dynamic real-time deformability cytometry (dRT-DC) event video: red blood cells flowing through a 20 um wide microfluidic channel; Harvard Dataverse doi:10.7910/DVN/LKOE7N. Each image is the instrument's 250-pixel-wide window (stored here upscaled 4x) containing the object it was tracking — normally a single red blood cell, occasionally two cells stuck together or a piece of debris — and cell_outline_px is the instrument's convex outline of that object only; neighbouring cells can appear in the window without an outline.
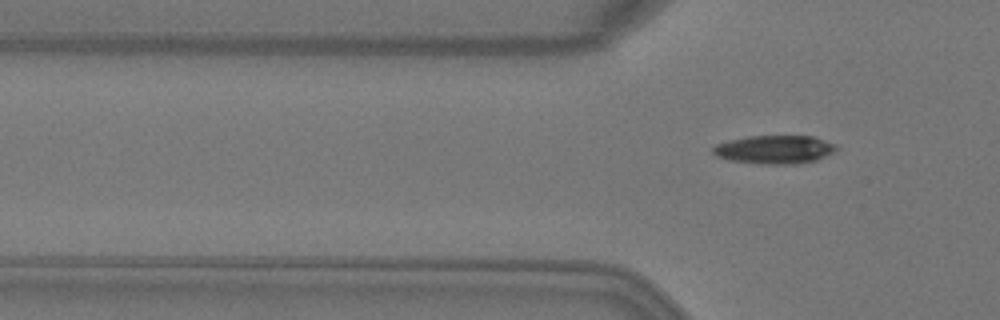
{"species": "Egyptian fruit bat (a non-hibernating species)", "species_latin": "Rousettus aegyptiacus", "temperature_condition": "warm", "stored_images_in_passage": 5, "camera_frame_rate_fps": 3000, "um_per_image_px": 0.085, "animal": {"sex": "female"}, "frame": {"image": 1, "passage_image": 5, "time_ms": 1.333, "image_size_px": [1000, 320], "cell_outline_px": [[840, 148], [836, 152], [816, 160], [796, 164], [768, 164], [728, 160], [716, 156], [712, 152], [712, 148], [716, 144], [728, 140], [748, 136], [812, 136], [836, 144]], "centroid_in_image_um": [65.86, 12.71], "position_along_channel_um": 59.9, "area_um2": 20.58}}